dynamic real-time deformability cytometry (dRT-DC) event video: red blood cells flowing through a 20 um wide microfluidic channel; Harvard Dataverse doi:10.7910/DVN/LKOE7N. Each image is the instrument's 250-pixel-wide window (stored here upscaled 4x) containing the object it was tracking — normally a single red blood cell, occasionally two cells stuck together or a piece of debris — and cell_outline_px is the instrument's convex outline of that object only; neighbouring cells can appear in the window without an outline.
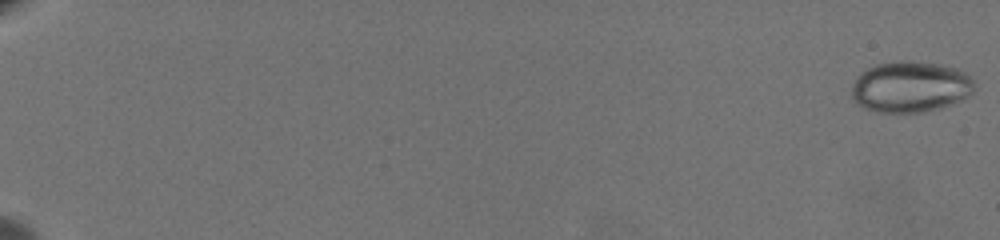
{"species": "common noctule bat (a hibernating species)", "species_latin": "Nyctalus noctula", "temperature_condition": "warm", "stored_images_in_passage": 65, "camera_frame_rate_fps": 3000, "um_per_image_px": 0.085, "animal": {"sex": "female", "body_mass_g": 19.5, "forearm_length_mm": 54.1}, "frame": {"image": 1, "passage_image": 1, "time_ms": 0.0, "image_size_px": [1000, 240], "cell_outline_px": [[976, 88], [968, 96], [952, 104], [940, 108], [924, 112], [880, 112], [864, 108], [852, 100], [852, 84], [856, 76], [860, 72], [876, 64], [900, 60], [912, 60], [940, 64], [956, 68], [964, 72], [972, 80]], "centroid_in_image_um": [77.36, 7.37], "position_along_channel_um": 7.6, "area_um2": 36.82}}
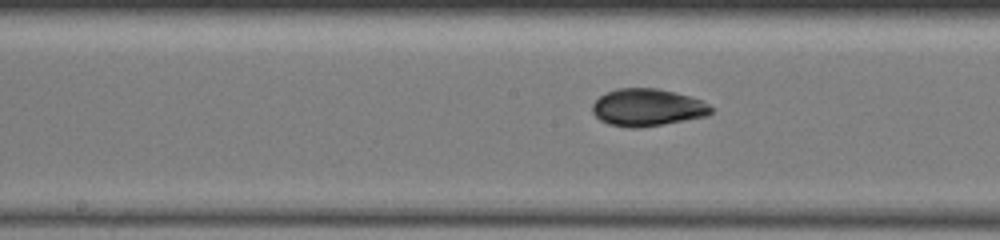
{"frame": {"image": 2, "passage_image": 38, "time_ms": 12.333, "image_size_px": [1000, 240], "cell_outline_px": [[716, 108], [708, 116], [664, 124], [640, 128], [628, 128], [608, 124], [600, 120], [592, 112], [592, 104], [600, 96], [616, 88], [656, 88], [688, 96], [700, 100]], "centroid_in_image_um": [55.03, 9.15], "position_along_channel_um": 193.2, "area_um2": 25.89}}
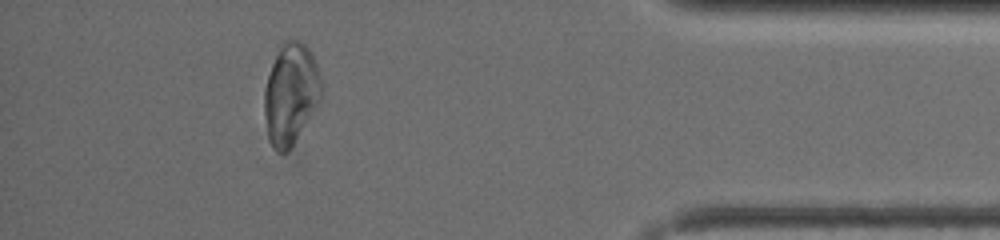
{"frame": {"image": 3, "passage_image": 60, "time_ms": 19.667, "image_size_px": [1000, 240], "cell_outline_px": [[324, 96], [288, 152], [276, 152], [272, 148], [268, 136], [264, 116], [264, 88], [272, 64], [284, 40], [300, 40], [312, 52], [316, 64]], "centroid_in_image_um": [24.72, 8.0], "position_along_channel_um": 410.5, "area_um2": 33.7}, "authors_computed_cell_mechanics": {"area_um2": 29.3624, "velocity_mm_per_s": 3.4382, "shape_relaxation_time_tau1_ms": 11.1312, "shape_relaxation_time_tau2_ms": 1.581, "deformation_change_tau1": 0.2276, "deformation_change_tau2": 0.0422}}